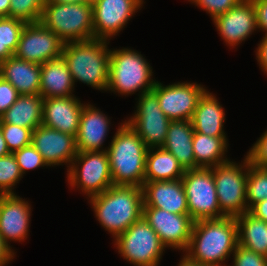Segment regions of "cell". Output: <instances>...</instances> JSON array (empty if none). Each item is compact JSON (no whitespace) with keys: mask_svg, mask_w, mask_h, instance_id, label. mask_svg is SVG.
<instances>
[{"mask_svg":"<svg viewBox=\"0 0 267 266\" xmlns=\"http://www.w3.org/2000/svg\"><path fill=\"white\" fill-rule=\"evenodd\" d=\"M238 245L235 217L202 219L193 223L190 242L184 253L199 265L228 266Z\"/></svg>","mask_w":267,"mask_h":266,"instance_id":"1","label":"cell"},{"mask_svg":"<svg viewBox=\"0 0 267 266\" xmlns=\"http://www.w3.org/2000/svg\"><path fill=\"white\" fill-rule=\"evenodd\" d=\"M87 200L94 217L113 239L143 215V190L139 186L112 185Z\"/></svg>","mask_w":267,"mask_h":266,"instance_id":"2","label":"cell"},{"mask_svg":"<svg viewBox=\"0 0 267 266\" xmlns=\"http://www.w3.org/2000/svg\"><path fill=\"white\" fill-rule=\"evenodd\" d=\"M113 185L142 187L148 147L126 121H121L107 146Z\"/></svg>","mask_w":267,"mask_h":266,"instance_id":"3","label":"cell"},{"mask_svg":"<svg viewBox=\"0 0 267 266\" xmlns=\"http://www.w3.org/2000/svg\"><path fill=\"white\" fill-rule=\"evenodd\" d=\"M110 41L92 39L64 44L62 57L73 77L93 89L106 92L109 78Z\"/></svg>","mask_w":267,"mask_h":266,"instance_id":"4","label":"cell"},{"mask_svg":"<svg viewBox=\"0 0 267 266\" xmlns=\"http://www.w3.org/2000/svg\"><path fill=\"white\" fill-rule=\"evenodd\" d=\"M152 71L141 52L131 47L111 48L106 92L127 97L151 91L157 81Z\"/></svg>","mask_w":267,"mask_h":266,"instance_id":"5","label":"cell"},{"mask_svg":"<svg viewBox=\"0 0 267 266\" xmlns=\"http://www.w3.org/2000/svg\"><path fill=\"white\" fill-rule=\"evenodd\" d=\"M40 22L65 43L94 39L91 3L45 2Z\"/></svg>","mask_w":267,"mask_h":266,"instance_id":"6","label":"cell"},{"mask_svg":"<svg viewBox=\"0 0 267 266\" xmlns=\"http://www.w3.org/2000/svg\"><path fill=\"white\" fill-rule=\"evenodd\" d=\"M112 241L118 254L133 266H158L166 250L143 217Z\"/></svg>","mask_w":267,"mask_h":266,"instance_id":"7","label":"cell"},{"mask_svg":"<svg viewBox=\"0 0 267 266\" xmlns=\"http://www.w3.org/2000/svg\"><path fill=\"white\" fill-rule=\"evenodd\" d=\"M248 167V158L244 156L241 163L230 160L212 168L220 211L226 217L249 212L246 200Z\"/></svg>","mask_w":267,"mask_h":266,"instance_id":"8","label":"cell"},{"mask_svg":"<svg viewBox=\"0 0 267 266\" xmlns=\"http://www.w3.org/2000/svg\"><path fill=\"white\" fill-rule=\"evenodd\" d=\"M66 174L67 185L81 190L87 199L113 185L106 151L77 152Z\"/></svg>","mask_w":267,"mask_h":266,"instance_id":"9","label":"cell"},{"mask_svg":"<svg viewBox=\"0 0 267 266\" xmlns=\"http://www.w3.org/2000/svg\"><path fill=\"white\" fill-rule=\"evenodd\" d=\"M191 219L225 217L220 211L212 168L187 169L182 177Z\"/></svg>","mask_w":267,"mask_h":266,"instance_id":"10","label":"cell"},{"mask_svg":"<svg viewBox=\"0 0 267 266\" xmlns=\"http://www.w3.org/2000/svg\"><path fill=\"white\" fill-rule=\"evenodd\" d=\"M136 110L126 122L137 132L148 148L162 147L171 120L161 110L157 94L151 90L137 97Z\"/></svg>","mask_w":267,"mask_h":266,"instance_id":"11","label":"cell"},{"mask_svg":"<svg viewBox=\"0 0 267 266\" xmlns=\"http://www.w3.org/2000/svg\"><path fill=\"white\" fill-rule=\"evenodd\" d=\"M144 0H96L93 5L94 39L110 41L127 26Z\"/></svg>","mask_w":267,"mask_h":266,"instance_id":"12","label":"cell"},{"mask_svg":"<svg viewBox=\"0 0 267 266\" xmlns=\"http://www.w3.org/2000/svg\"><path fill=\"white\" fill-rule=\"evenodd\" d=\"M152 90L157 94L161 110L171 121H191L198 101L207 88L191 81L165 85L157 80Z\"/></svg>","mask_w":267,"mask_h":266,"instance_id":"13","label":"cell"},{"mask_svg":"<svg viewBox=\"0 0 267 266\" xmlns=\"http://www.w3.org/2000/svg\"><path fill=\"white\" fill-rule=\"evenodd\" d=\"M65 42L41 22L26 23L14 56L39 65L61 57Z\"/></svg>","mask_w":267,"mask_h":266,"instance_id":"14","label":"cell"},{"mask_svg":"<svg viewBox=\"0 0 267 266\" xmlns=\"http://www.w3.org/2000/svg\"><path fill=\"white\" fill-rule=\"evenodd\" d=\"M144 220L168 249L184 252L190 242L194 221L189 214H174L160 208L143 207Z\"/></svg>","mask_w":267,"mask_h":266,"instance_id":"15","label":"cell"},{"mask_svg":"<svg viewBox=\"0 0 267 266\" xmlns=\"http://www.w3.org/2000/svg\"><path fill=\"white\" fill-rule=\"evenodd\" d=\"M213 23L219 36L229 48H235L258 29L256 10L252 0H242L226 13L216 16Z\"/></svg>","mask_w":267,"mask_h":266,"instance_id":"16","label":"cell"},{"mask_svg":"<svg viewBox=\"0 0 267 266\" xmlns=\"http://www.w3.org/2000/svg\"><path fill=\"white\" fill-rule=\"evenodd\" d=\"M31 203L17 194L0 195V236L9 248L12 242H25L31 225Z\"/></svg>","mask_w":267,"mask_h":266,"instance_id":"17","label":"cell"},{"mask_svg":"<svg viewBox=\"0 0 267 266\" xmlns=\"http://www.w3.org/2000/svg\"><path fill=\"white\" fill-rule=\"evenodd\" d=\"M49 167L65 165L66 170L77 155L76 138L45 125L32 132V143Z\"/></svg>","mask_w":267,"mask_h":266,"instance_id":"18","label":"cell"},{"mask_svg":"<svg viewBox=\"0 0 267 266\" xmlns=\"http://www.w3.org/2000/svg\"><path fill=\"white\" fill-rule=\"evenodd\" d=\"M111 118L90 102L84 104L76 135L78 152L107 151L104 142L111 126ZM104 146V147H103Z\"/></svg>","mask_w":267,"mask_h":266,"instance_id":"19","label":"cell"},{"mask_svg":"<svg viewBox=\"0 0 267 266\" xmlns=\"http://www.w3.org/2000/svg\"><path fill=\"white\" fill-rule=\"evenodd\" d=\"M84 104L75 95L43 98L42 125L76 137Z\"/></svg>","mask_w":267,"mask_h":266,"instance_id":"20","label":"cell"},{"mask_svg":"<svg viewBox=\"0 0 267 266\" xmlns=\"http://www.w3.org/2000/svg\"><path fill=\"white\" fill-rule=\"evenodd\" d=\"M143 207H155L174 214H189L182 179L144 182Z\"/></svg>","mask_w":267,"mask_h":266,"instance_id":"21","label":"cell"},{"mask_svg":"<svg viewBox=\"0 0 267 266\" xmlns=\"http://www.w3.org/2000/svg\"><path fill=\"white\" fill-rule=\"evenodd\" d=\"M219 99L208 89L200 97L191 119L194 132L213 137H227L224 129L225 110Z\"/></svg>","mask_w":267,"mask_h":266,"instance_id":"22","label":"cell"},{"mask_svg":"<svg viewBox=\"0 0 267 266\" xmlns=\"http://www.w3.org/2000/svg\"><path fill=\"white\" fill-rule=\"evenodd\" d=\"M41 65L15 56L0 63V77L9 82L20 95H40Z\"/></svg>","mask_w":267,"mask_h":266,"instance_id":"23","label":"cell"},{"mask_svg":"<svg viewBox=\"0 0 267 266\" xmlns=\"http://www.w3.org/2000/svg\"><path fill=\"white\" fill-rule=\"evenodd\" d=\"M75 85L62 56L41 65L40 95L43 98L74 96Z\"/></svg>","mask_w":267,"mask_h":266,"instance_id":"24","label":"cell"},{"mask_svg":"<svg viewBox=\"0 0 267 266\" xmlns=\"http://www.w3.org/2000/svg\"><path fill=\"white\" fill-rule=\"evenodd\" d=\"M193 134L194 129L191 121L172 120L169 123L166 140L162 146L177 158L185 170L195 169Z\"/></svg>","mask_w":267,"mask_h":266,"instance_id":"25","label":"cell"},{"mask_svg":"<svg viewBox=\"0 0 267 266\" xmlns=\"http://www.w3.org/2000/svg\"><path fill=\"white\" fill-rule=\"evenodd\" d=\"M43 97L19 95L12 106L0 116V123L14 124L34 130L42 125Z\"/></svg>","mask_w":267,"mask_h":266,"instance_id":"26","label":"cell"},{"mask_svg":"<svg viewBox=\"0 0 267 266\" xmlns=\"http://www.w3.org/2000/svg\"><path fill=\"white\" fill-rule=\"evenodd\" d=\"M192 145L195 169L213 168L231 160L226 155L229 146L228 137H213L194 132Z\"/></svg>","mask_w":267,"mask_h":266,"instance_id":"27","label":"cell"},{"mask_svg":"<svg viewBox=\"0 0 267 266\" xmlns=\"http://www.w3.org/2000/svg\"><path fill=\"white\" fill-rule=\"evenodd\" d=\"M185 171L171 152L162 147L148 148L144 182L182 179Z\"/></svg>","mask_w":267,"mask_h":266,"instance_id":"28","label":"cell"},{"mask_svg":"<svg viewBox=\"0 0 267 266\" xmlns=\"http://www.w3.org/2000/svg\"><path fill=\"white\" fill-rule=\"evenodd\" d=\"M238 226V245L267 256V223L249 212L235 217Z\"/></svg>","mask_w":267,"mask_h":266,"instance_id":"29","label":"cell"},{"mask_svg":"<svg viewBox=\"0 0 267 266\" xmlns=\"http://www.w3.org/2000/svg\"><path fill=\"white\" fill-rule=\"evenodd\" d=\"M25 25L18 18L0 17V63L14 56Z\"/></svg>","mask_w":267,"mask_h":266,"instance_id":"30","label":"cell"},{"mask_svg":"<svg viewBox=\"0 0 267 266\" xmlns=\"http://www.w3.org/2000/svg\"><path fill=\"white\" fill-rule=\"evenodd\" d=\"M246 200L248 209L260 201L267 200V168H258L249 163Z\"/></svg>","mask_w":267,"mask_h":266,"instance_id":"31","label":"cell"},{"mask_svg":"<svg viewBox=\"0 0 267 266\" xmlns=\"http://www.w3.org/2000/svg\"><path fill=\"white\" fill-rule=\"evenodd\" d=\"M22 178L13 153L0 157V195L16 194L15 186Z\"/></svg>","mask_w":267,"mask_h":266,"instance_id":"32","label":"cell"},{"mask_svg":"<svg viewBox=\"0 0 267 266\" xmlns=\"http://www.w3.org/2000/svg\"><path fill=\"white\" fill-rule=\"evenodd\" d=\"M46 0H11L9 17L26 23L40 22Z\"/></svg>","mask_w":267,"mask_h":266,"instance_id":"33","label":"cell"},{"mask_svg":"<svg viewBox=\"0 0 267 266\" xmlns=\"http://www.w3.org/2000/svg\"><path fill=\"white\" fill-rule=\"evenodd\" d=\"M0 129L11 153L32 143V129L9 123H0Z\"/></svg>","mask_w":267,"mask_h":266,"instance_id":"34","label":"cell"},{"mask_svg":"<svg viewBox=\"0 0 267 266\" xmlns=\"http://www.w3.org/2000/svg\"><path fill=\"white\" fill-rule=\"evenodd\" d=\"M13 155L16 158L17 164L23 176H25L28 170H34L40 167L44 168L45 166L46 168H49L42 155L32 144L14 151Z\"/></svg>","mask_w":267,"mask_h":266,"instance_id":"35","label":"cell"},{"mask_svg":"<svg viewBox=\"0 0 267 266\" xmlns=\"http://www.w3.org/2000/svg\"><path fill=\"white\" fill-rule=\"evenodd\" d=\"M232 257L233 264L228 266H267V256L241 245H237Z\"/></svg>","mask_w":267,"mask_h":266,"instance_id":"36","label":"cell"},{"mask_svg":"<svg viewBox=\"0 0 267 266\" xmlns=\"http://www.w3.org/2000/svg\"><path fill=\"white\" fill-rule=\"evenodd\" d=\"M195 7L202 9L213 20L216 16L226 13L232 7L238 5L242 0H187Z\"/></svg>","mask_w":267,"mask_h":266,"instance_id":"37","label":"cell"},{"mask_svg":"<svg viewBox=\"0 0 267 266\" xmlns=\"http://www.w3.org/2000/svg\"><path fill=\"white\" fill-rule=\"evenodd\" d=\"M251 165L258 168H267V130L257 138L245 155Z\"/></svg>","mask_w":267,"mask_h":266,"instance_id":"38","label":"cell"},{"mask_svg":"<svg viewBox=\"0 0 267 266\" xmlns=\"http://www.w3.org/2000/svg\"><path fill=\"white\" fill-rule=\"evenodd\" d=\"M19 95L9 82L0 77V116L12 106Z\"/></svg>","mask_w":267,"mask_h":266,"instance_id":"39","label":"cell"},{"mask_svg":"<svg viewBox=\"0 0 267 266\" xmlns=\"http://www.w3.org/2000/svg\"><path fill=\"white\" fill-rule=\"evenodd\" d=\"M256 10L258 29L267 35V0H252Z\"/></svg>","mask_w":267,"mask_h":266,"instance_id":"40","label":"cell"},{"mask_svg":"<svg viewBox=\"0 0 267 266\" xmlns=\"http://www.w3.org/2000/svg\"><path fill=\"white\" fill-rule=\"evenodd\" d=\"M263 36L254 52L259 68L267 75V35L263 34Z\"/></svg>","mask_w":267,"mask_h":266,"instance_id":"41","label":"cell"},{"mask_svg":"<svg viewBox=\"0 0 267 266\" xmlns=\"http://www.w3.org/2000/svg\"><path fill=\"white\" fill-rule=\"evenodd\" d=\"M15 256L16 252L14 248H9L0 236V266H7L15 259Z\"/></svg>","mask_w":267,"mask_h":266,"instance_id":"42","label":"cell"},{"mask_svg":"<svg viewBox=\"0 0 267 266\" xmlns=\"http://www.w3.org/2000/svg\"><path fill=\"white\" fill-rule=\"evenodd\" d=\"M249 213L267 223V200H263L254 204L249 209Z\"/></svg>","mask_w":267,"mask_h":266,"instance_id":"43","label":"cell"},{"mask_svg":"<svg viewBox=\"0 0 267 266\" xmlns=\"http://www.w3.org/2000/svg\"><path fill=\"white\" fill-rule=\"evenodd\" d=\"M11 0H0V17H9Z\"/></svg>","mask_w":267,"mask_h":266,"instance_id":"44","label":"cell"},{"mask_svg":"<svg viewBox=\"0 0 267 266\" xmlns=\"http://www.w3.org/2000/svg\"><path fill=\"white\" fill-rule=\"evenodd\" d=\"M183 257L180 258L181 260L178 263V266H200L197 262L190 259L184 252L182 253Z\"/></svg>","mask_w":267,"mask_h":266,"instance_id":"45","label":"cell"},{"mask_svg":"<svg viewBox=\"0 0 267 266\" xmlns=\"http://www.w3.org/2000/svg\"><path fill=\"white\" fill-rule=\"evenodd\" d=\"M9 153H11V152L8 150L4 136H3L2 131L0 129V157L5 156Z\"/></svg>","mask_w":267,"mask_h":266,"instance_id":"46","label":"cell"},{"mask_svg":"<svg viewBox=\"0 0 267 266\" xmlns=\"http://www.w3.org/2000/svg\"><path fill=\"white\" fill-rule=\"evenodd\" d=\"M45 2L66 3V4L85 3L84 0H46Z\"/></svg>","mask_w":267,"mask_h":266,"instance_id":"47","label":"cell"},{"mask_svg":"<svg viewBox=\"0 0 267 266\" xmlns=\"http://www.w3.org/2000/svg\"><path fill=\"white\" fill-rule=\"evenodd\" d=\"M84 1L87 2V3L93 4L96 0H84Z\"/></svg>","mask_w":267,"mask_h":266,"instance_id":"48","label":"cell"}]
</instances>
